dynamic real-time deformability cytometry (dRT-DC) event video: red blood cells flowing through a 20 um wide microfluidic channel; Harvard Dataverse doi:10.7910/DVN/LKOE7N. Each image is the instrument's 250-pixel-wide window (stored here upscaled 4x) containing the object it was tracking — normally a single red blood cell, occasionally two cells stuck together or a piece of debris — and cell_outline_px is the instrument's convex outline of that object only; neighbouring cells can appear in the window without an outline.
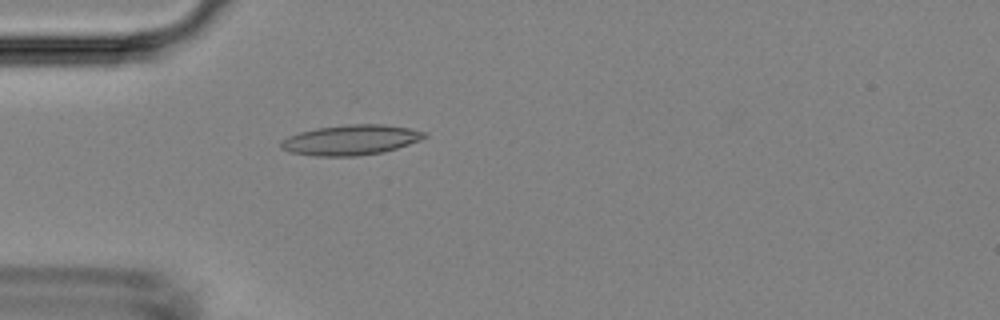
{"species": "Egyptian fruit bat (a non-hibernating species)", "species_latin": "Rousettus aegyptiacus", "temperature_condition": "room temperature", "stored_images_in_passage": 5, "camera_frame_rate_fps": 3000, "um_per_image_px": 0.085, "animal": {"sex": "female"}, "frame": {"image": 1, "passage_image": 5, "time_ms": 4.333, "image_size_px": [1000, 320], "cell_outline_px": [[428, 136], [420, 140], [384, 152], [356, 156], [316, 156], [288, 152], [280, 148], [280, 140], [288, 136], [300, 132], [316, 128], [348, 124], [384, 124], [408, 128], [424, 132]], "centroid_in_image_um": [29.77, 11.9], "position_along_channel_um": 55.2, "area_um2": 25.26}}